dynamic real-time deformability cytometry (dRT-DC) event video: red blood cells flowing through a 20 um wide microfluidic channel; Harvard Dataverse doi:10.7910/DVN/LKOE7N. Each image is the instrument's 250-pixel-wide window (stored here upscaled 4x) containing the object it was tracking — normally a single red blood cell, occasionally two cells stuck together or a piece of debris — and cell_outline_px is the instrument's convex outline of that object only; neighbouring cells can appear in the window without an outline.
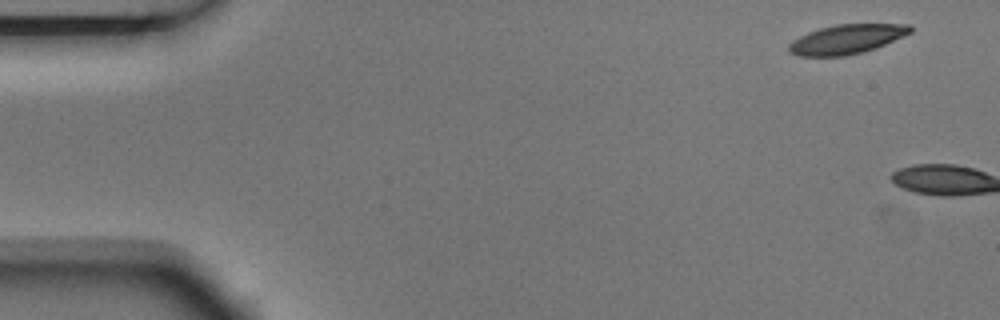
{"species": "Egyptian fruit bat (a non-hibernating species)", "species_latin": "Rousettus aegyptiacus", "temperature_condition": "room temperature", "stored_images_in_passage": 2, "camera_frame_rate_fps": 3000, "um_per_image_px": 0.085, "animal": {"sex": "male"}, "frame": {"image": 1, "passage_image": 1, "time_ms": 0.0, "image_size_px": [1000, 320], "cell_outline_px": [[912, 32], [904, 36], [876, 48], [864, 52], [844, 56], [796, 56], [788, 52], [788, 44], [792, 40], [808, 32], [820, 28], [836, 24], [908, 24], [912, 28]], "centroid_in_image_um": [71.94, 3.34], "position_along_channel_um": 13.1, "area_um2": 20.92}}